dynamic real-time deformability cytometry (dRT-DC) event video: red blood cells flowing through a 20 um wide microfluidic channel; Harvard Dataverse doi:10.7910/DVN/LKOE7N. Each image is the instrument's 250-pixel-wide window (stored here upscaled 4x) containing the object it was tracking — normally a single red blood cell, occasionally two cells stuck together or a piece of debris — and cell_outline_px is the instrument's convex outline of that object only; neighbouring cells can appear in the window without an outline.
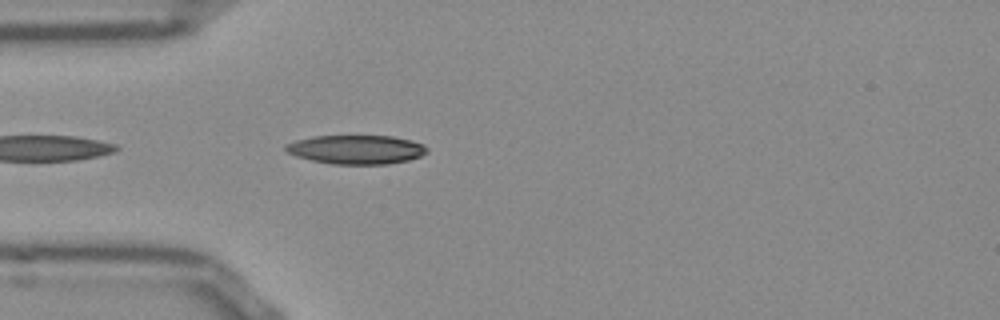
{"species": "Egyptian fruit bat (a non-hibernating species)", "species_latin": "Rousettus aegyptiacus", "temperature_condition": "room temperature", "stored_images_in_passage": 19, "camera_frame_rate_fps": 3000, "um_per_image_px": 0.085, "frame": {"image": 1, "passage_image": 2, "time_ms": 0.333, "image_size_px": [1000, 320], "cell_outline_px": [[428, 152], [420, 156], [408, 160], [384, 164], [332, 164], [312, 160], [296, 156], [288, 152], [284, 148], [284, 144], [296, 140], [312, 136], [392, 136], [412, 140], [424, 144], [428, 148]], "centroid_in_image_um": [30.29, 12.7], "position_along_channel_um": 54.7, "area_um2": 23.87}}
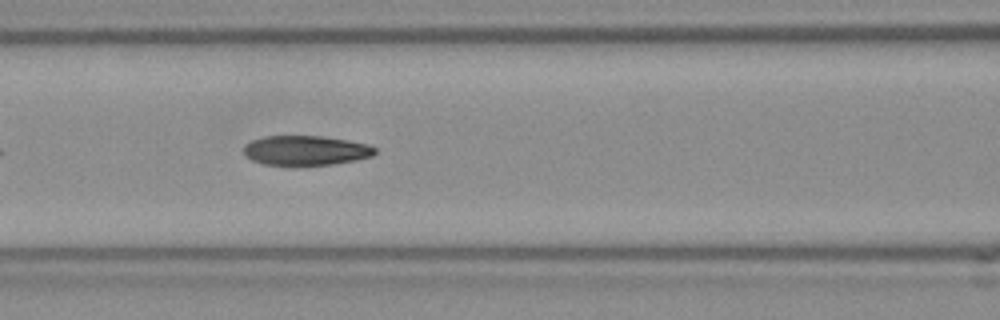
{"frame": {"image": 2, "passage_image": 9, "time_ms": 2.667, "image_size_px": [1000, 320], "cell_outline_px": [[376, 152], [372, 156], [356, 160], [332, 164], [296, 168], [264, 164], [252, 160], [244, 152], [244, 148], [252, 140], [268, 136], [320, 136], [348, 140], [368, 144], [376, 148]], "centroid_in_image_um": [26.01, 12.83], "position_along_channel_um": 140.6, "area_um2": 23.18}}
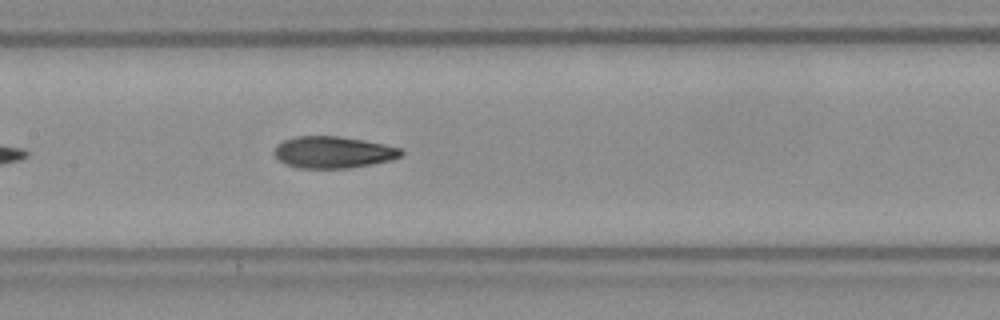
{"frame": {"image": 3, "passage_image": 12, "time_ms": 3.667, "image_size_px": [1000, 320], "cell_outline_px": [[404, 152], [400, 156], [392, 160], [348, 168], [300, 168], [288, 164], [280, 160], [276, 156], [276, 144], [284, 140], [296, 136], [340, 136], [364, 140], [384, 144], [400, 148]], "centroid_in_image_um": [28.35, 12.93], "position_along_channel_um": 179.1, "area_um2": 23.24}}